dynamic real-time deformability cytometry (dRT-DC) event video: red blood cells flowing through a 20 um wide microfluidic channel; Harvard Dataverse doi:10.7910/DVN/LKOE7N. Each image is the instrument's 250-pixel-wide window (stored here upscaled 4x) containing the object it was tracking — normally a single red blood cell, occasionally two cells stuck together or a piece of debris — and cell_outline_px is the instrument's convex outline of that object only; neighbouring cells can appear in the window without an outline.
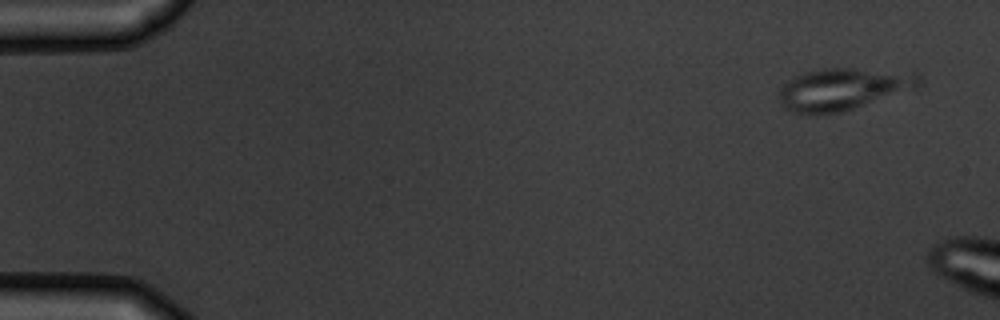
{"species": "common noctule bat (a hibernating species)", "species_latin": "Nyctalus noctula", "temperature_condition": "warm", "stored_images_in_passage": 3, "camera_frame_rate_fps": 3000, "um_per_image_px": 0.085, "animal": {"sex": "male", "body_mass_g": 19.5, "forearm_length_mm": 54.6}, "frame": {"image": 1, "passage_image": 1, "time_ms": 0.0, "image_size_px": [1000, 320], "cell_outline_px": [[924, 84], [916, 88], [840, 112], [816, 116], [812, 116], [792, 112], [784, 108], [776, 92], [788, 80], [804, 72], [824, 68], [916, 68], [920, 72], [924, 80]], "centroid_in_image_um": [71.79, 7.52], "position_along_channel_um": 13.2, "area_um2": 35.84}}